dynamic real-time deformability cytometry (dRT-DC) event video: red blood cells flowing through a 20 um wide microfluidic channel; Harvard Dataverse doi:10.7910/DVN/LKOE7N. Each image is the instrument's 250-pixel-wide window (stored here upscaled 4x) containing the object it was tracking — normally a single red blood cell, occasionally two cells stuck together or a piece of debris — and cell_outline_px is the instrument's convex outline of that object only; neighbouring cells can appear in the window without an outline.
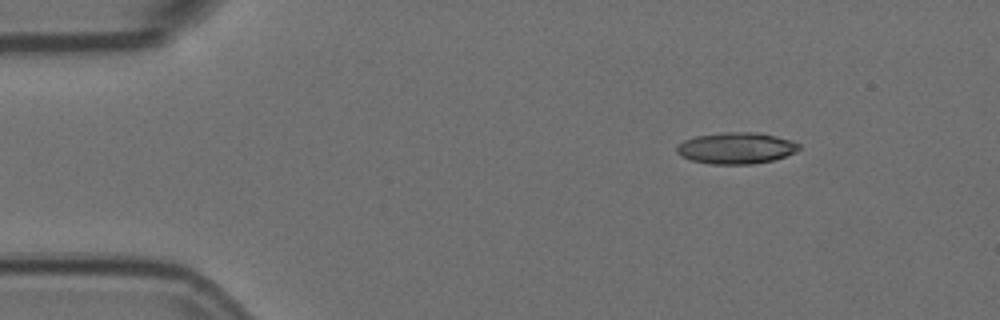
{"species": "Egyptian fruit bat (a non-hibernating species)", "species_latin": "Rousettus aegyptiacus", "temperature_condition": "room temperature", "stored_images_in_passage": 9, "camera_frame_rate_fps": 3000, "um_per_image_px": 0.085, "animal": {"sex": "female"}, "frame": {"image": 1, "passage_image": 1, "time_ms": 0.0, "image_size_px": [1000, 320], "cell_outline_px": [[800, 148], [796, 152], [772, 160], [752, 164], [712, 164], [692, 160], [680, 156], [676, 152], [676, 148], [684, 140], [696, 136], [724, 132], [760, 132], [792, 140], [800, 144]], "centroid_in_image_um": [62.59, 12.58], "position_along_channel_um": 22.4, "area_um2": 22.37}}
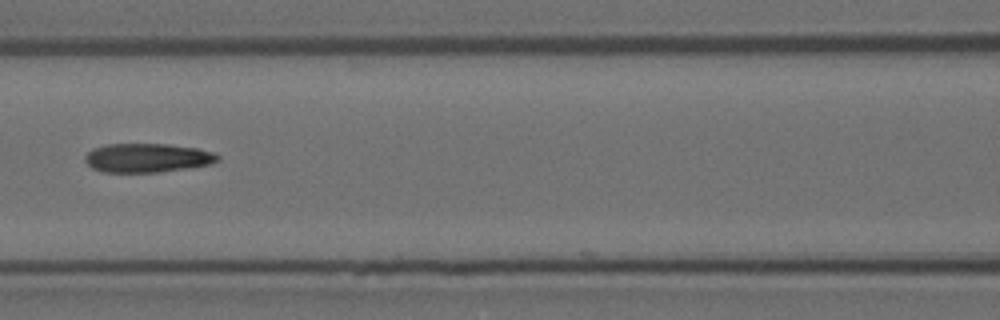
{"frame": {"image": 2, "passage_image": 6, "time_ms": 1.667, "image_size_px": [1000, 320], "cell_outline_px": [[220, 160], [212, 164], [160, 172], [104, 172], [92, 168], [84, 160], [84, 156], [92, 148], [108, 144], [168, 144], [196, 148], [216, 152], [220, 156]], "centroid_in_image_um": [12.54, 13.41], "position_along_channel_um": 154.1, "area_um2": 22.54}}
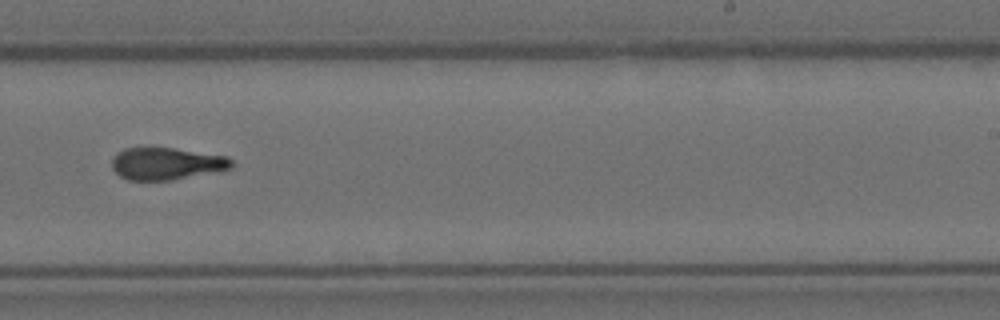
{"frame": {"image": 3, "passage_image": 9, "time_ms": 2.667, "image_size_px": [1000, 320], "cell_outline_px": [[236, 164], [232, 168], [220, 172], [172, 180], [128, 180], [120, 176], [112, 168], [112, 160], [116, 152], [124, 148], [172, 148], [228, 156]], "centroid_in_image_um": [14.21, 13.92], "position_along_channel_um": 274.8, "area_um2": 22.77}}